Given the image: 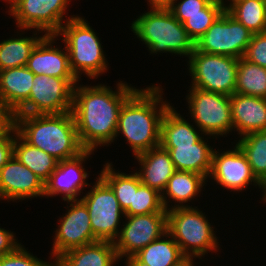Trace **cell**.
<instances>
[{
	"mask_svg": "<svg viewBox=\"0 0 266 266\" xmlns=\"http://www.w3.org/2000/svg\"><path fill=\"white\" fill-rule=\"evenodd\" d=\"M42 37H19L0 43V71L8 68L26 66L28 59Z\"/></svg>",
	"mask_w": 266,
	"mask_h": 266,
	"instance_id": "obj_32",
	"label": "cell"
},
{
	"mask_svg": "<svg viewBox=\"0 0 266 266\" xmlns=\"http://www.w3.org/2000/svg\"><path fill=\"white\" fill-rule=\"evenodd\" d=\"M56 35L46 34L33 49L26 67L35 75H47L63 79H77L70 67L67 49L53 47Z\"/></svg>",
	"mask_w": 266,
	"mask_h": 266,
	"instance_id": "obj_18",
	"label": "cell"
},
{
	"mask_svg": "<svg viewBox=\"0 0 266 266\" xmlns=\"http://www.w3.org/2000/svg\"><path fill=\"white\" fill-rule=\"evenodd\" d=\"M263 200L266 202V186L264 187V194H263Z\"/></svg>",
	"mask_w": 266,
	"mask_h": 266,
	"instance_id": "obj_43",
	"label": "cell"
},
{
	"mask_svg": "<svg viewBox=\"0 0 266 266\" xmlns=\"http://www.w3.org/2000/svg\"><path fill=\"white\" fill-rule=\"evenodd\" d=\"M0 266H54V263L36 258L20 244L12 253L0 257Z\"/></svg>",
	"mask_w": 266,
	"mask_h": 266,
	"instance_id": "obj_35",
	"label": "cell"
},
{
	"mask_svg": "<svg viewBox=\"0 0 266 266\" xmlns=\"http://www.w3.org/2000/svg\"><path fill=\"white\" fill-rule=\"evenodd\" d=\"M206 178L195 172L190 171H175L174 174L168 181L165 190L162 192L161 201L164 209L167 211L169 199L179 202L181 205H174L175 207H188V205H183L194 198L198 193L201 192V188L204 186ZM200 191V192H199ZM166 196H165V195Z\"/></svg>",
	"mask_w": 266,
	"mask_h": 266,
	"instance_id": "obj_25",
	"label": "cell"
},
{
	"mask_svg": "<svg viewBox=\"0 0 266 266\" xmlns=\"http://www.w3.org/2000/svg\"><path fill=\"white\" fill-rule=\"evenodd\" d=\"M17 133L30 145L58 161L74 158L85 149L81 146L71 111L63 114H15Z\"/></svg>",
	"mask_w": 266,
	"mask_h": 266,
	"instance_id": "obj_3",
	"label": "cell"
},
{
	"mask_svg": "<svg viewBox=\"0 0 266 266\" xmlns=\"http://www.w3.org/2000/svg\"><path fill=\"white\" fill-rule=\"evenodd\" d=\"M131 28L151 53L170 52L189 58L195 50L194 40L170 10H150L140 15Z\"/></svg>",
	"mask_w": 266,
	"mask_h": 266,
	"instance_id": "obj_4",
	"label": "cell"
},
{
	"mask_svg": "<svg viewBox=\"0 0 266 266\" xmlns=\"http://www.w3.org/2000/svg\"><path fill=\"white\" fill-rule=\"evenodd\" d=\"M204 138L193 145H160L170 154L177 171H190L208 178L212 168L213 148Z\"/></svg>",
	"mask_w": 266,
	"mask_h": 266,
	"instance_id": "obj_21",
	"label": "cell"
},
{
	"mask_svg": "<svg viewBox=\"0 0 266 266\" xmlns=\"http://www.w3.org/2000/svg\"><path fill=\"white\" fill-rule=\"evenodd\" d=\"M135 157L141 165L140 172H136L141 183L162 194L169 179L176 171L169 152L158 146L139 153Z\"/></svg>",
	"mask_w": 266,
	"mask_h": 266,
	"instance_id": "obj_20",
	"label": "cell"
},
{
	"mask_svg": "<svg viewBox=\"0 0 266 266\" xmlns=\"http://www.w3.org/2000/svg\"><path fill=\"white\" fill-rule=\"evenodd\" d=\"M15 128V113L0 101V138Z\"/></svg>",
	"mask_w": 266,
	"mask_h": 266,
	"instance_id": "obj_38",
	"label": "cell"
},
{
	"mask_svg": "<svg viewBox=\"0 0 266 266\" xmlns=\"http://www.w3.org/2000/svg\"><path fill=\"white\" fill-rule=\"evenodd\" d=\"M117 91L100 84L74 87L72 114L78 138L85 150L113 142L124 102L137 90L119 82Z\"/></svg>",
	"mask_w": 266,
	"mask_h": 266,
	"instance_id": "obj_1",
	"label": "cell"
},
{
	"mask_svg": "<svg viewBox=\"0 0 266 266\" xmlns=\"http://www.w3.org/2000/svg\"><path fill=\"white\" fill-rule=\"evenodd\" d=\"M71 202L68 212L60 218L52 254L57 259L64 252L99 241L92 232L88 208L81 199L68 200Z\"/></svg>",
	"mask_w": 266,
	"mask_h": 266,
	"instance_id": "obj_14",
	"label": "cell"
},
{
	"mask_svg": "<svg viewBox=\"0 0 266 266\" xmlns=\"http://www.w3.org/2000/svg\"><path fill=\"white\" fill-rule=\"evenodd\" d=\"M204 216L190 205L167 210V232L186 256L201 257L219 247L213 227Z\"/></svg>",
	"mask_w": 266,
	"mask_h": 266,
	"instance_id": "obj_6",
	"label": "cell"
},
{
	"mask_svg": "<svg viewBox=\"0 0 266 266\" xmlns=\"http://www.w3.org/2000/svg\"><path fill=\"white\" fill-rule=\"evenodd\" d=\"M161 90L157 85L137 89L121 107L116 137L122 133L135 156L160 146L161 121L170 107Z\"/></svg>",
	"mask_w": 266,
	"mask_h": 266,
	"instance_id": "obj_2",
	"label": "cell"
},
{
	"mask_svg": "<svg viewBox=\"0 0 266 266\" xmlns=\"http://www.w3.org/2000/svg\"><path fill=\"white\" fill-rule=\"evenodd\" d=\"M14 134V135H11ZM15 128L5 137L0 138V169L14 155Z\"/></svg>",
	"mask_w": 266,
	"mask_h": 266,
	"instance_id": "obj_39",
	"label": "cell"
},
{
	"mask_svg": "<svg viewBox=\"0 0 266 266\" xmlns=\"http://www.w3.org/2000/svg\"><path fill=\"white\" fill-rule=\"evenodd\" d=\"M230 101L233 130L241 137L266 130V98L234 93Z\"/></svg>",
	"mask_w": 266,
	"mask_h": 266,
	"instance_id": "obj_19",
	"label": "cell"
},
{
	"mask_svg": "<svg viewBox=\"0 0 266 266\" xmlns=\"http://www.w3.org/2000/svg\"><path fill=\"white\" fill-rule=\"evenodd\" d=\"M78 79L35 75L29 99L15 114H63L72 110L74 85Z\"/></svg>",
	"mask_w": 266,
	"mask_h": 266,
	"instance_id": "obj_8",
	"label": "cell"
},
{
	"mask_svg": "<svg viewBox=\"0 0 266 266\" xmlns=\"http://www.w3.org/2000/svg\"><path fill=\"white\" fill-rule=\"evenodd\" d=\"M224 7L253 34L266 32L265 0H238Z\"/></svg>",
	"mask_w": 266,
	"mask_h": 266,
	"instance_id": "obj_28",
	"label": "cell"
},
{
	"mask_svg": "<svg viewBox=\"0 0 266 266\" xmlns=\"http://www.w3.org/2000/svg\"><path fill=\"white\" fill-rule=\"evenodd\" d=\"M35 74L26 66L0 71V101L14 113L29 99Z\"/></svg>",
	"mask_w": 266,
	"mask_h": 266,
	"instance_id": "obj_23",
	"label": "cell"
},
{
	"mask_svg": "<svg viewBox=\"0 0 266 266\" xmlns=\"http://www.w3.org/2000/svg\"><path fill=\"white\" fill-rule=\"evenodd\" d=\"M208 177H212L217 184L231 191H242L247 185L254 182V185H258L264 192V186L252 173L246 156L237 144L234 150L221 154L214 150L212 168Z\"/></svg>",
	"mask_w": 266,
	"mask_h": 266,
	"instance_id": "obj_15",
	"label": "cell"
},
{
	"mask_svg": "<svg viewBox=\"0 0 266 266\" xmlns=\"http://www.w3.org/2000/svg\"><path fill=\"white\" fill-rule=\"evenodd\" d=\"M202 136L170 106L161 121L160 145H193Z\"/></svg>",
	"mask_w": 266,
	"mask_h": 266,
	"instance_id": "obj_27",
	"label": "cell"
},
{
	"mask_svg": "<svg viewBox=\"0 0 266 266\" xmlns=\"http://www.w3.org/2000/svg\"><path fill=\"white\" fill-rule=\"evenodd\" d=\"M253 33L226 10L195 42V49L208 54L242 58Z\"/></svg>",
	"mask_w": 266,
	"mask_h": 266,
	"instance_id": "obj_9",
	"label": "cell"
},
{
	"mask_svg": "<svg viewBox=\"0 0 266 266\" xmlns=\"http://www.w3.org/2000/svg\"><path fill=\"white\" fill-rule=\"evenodd\" d=\"M237 145L244 153L256 179L266 186V130L240 137Z\"/></svg>",
	"mask_w": 266,
	"mask_h": 266,
	"instance_id": "obj_29",
	"label": "cell"
},
{
	"mask_svg": "<svg viewBox=\"0 0 266 266\" xmlns=\"http://www.w3.org/2000/svg\"><path fill=\"white\" fill-rule=\"evenodd\" d=\"M97 180L81 200L88 208L93 235L99 241L114 242L120 232L118 225L124 211L111 187L100 176Z\"/></svg>",
	"mask_w": 266,
	"mask_h": 266,
	"instance_id": "obj_11",
	"label": "cell"
},
{
	"mask_svg": "<svg viewBox=\"0 0 266 266\" xmlns=\"http://www.w3.org/2000/svg\"><path fill=\"white\" fill-rule=\"evenodd\" d=\"M164 237H167L166 240H161L160 237L139 250L126 261V266H172L177 263L185 255L168 232L162 236Z\"/></svg>",
	"mask_w": 266,
	"mask_h": 266,
	"instance_id": "obj_24",
	"label": "cell"
},
{
	"mask_svg": "<svg viewBox=\"0 0 266 266\" xmlns=\"http://www.w3.org/2000/svg\"><path fill=\"white\" fill-rule=\"evenodd\" d=\"M220 1L224 4L223 0H220ZM230 1H231L230 4H232L233 2L238 1V0H230Z\"/></svg>",
	"mask_w": 266,
	"mask_h": 266,
	"instance_id": "obj_44",
	"label": "cell"
},
{
	"mask_svg": "<svg viewBox=\"0 0 266 266\" xmlns=\"http://www.w3.org/2000/svg\"><path fill=\"white\" fill-rule=\"evenodd\" d=\"M111 163H106L99 174L100 177L111 187L123 211L129 206H133L134 190L142 184L138 174L116 173L111 167Z\"/></svg>",
	"mask_w": 266,
	"mask_h": 266,
	"instance_id": "obj_31",
	"label": "cell"
},
{
	"mask_svg": "<svg viewBox=\"0 0 266 266\" xmlns=\"http://www.w3.org/2000/svg\"><path fill=\"white\" fill-rule=\"evenodd\" d=\"M14 137V156L45 183L57 168L59 161L45 151L27 143L17 133L16 128Z\"/></svg>",
	"mask_w": 266,
	"mask_h": 266,
	"instance_id": "obj_26",
	"label": "cell"
},
{
	"mask_svg": "<svg viewBox=\"0 0 266 266\" xmlns=\"http://www.w3.org/2000/svg\"><path fill=\"white\" fill-rule=\"evenodd\" d=\"M225 4L220 0H213L205 9L203 14L186 16L183 23L190 37L196 42L225 11Z\"/></svg>",
	"mask_w": 266,
	"mask_h": 266,
	"instance_id": "obj_33",
	"label": "cell"
},
{
	"mask_svg": "<svg viewBox=\"0 0 266 266\" xmlns=\"http://www.w3.org/2000/svg\"><path fill=\"white\" fill-rule=\"evenodd\" d=\"M125 217L128 221L113 242L119 259L126 256L128 261L139 250L167 232V212Z\"/></svg>",
	"mask_w": 266,
	"mask_h": 266,
	"instance_id": "obj_12",
	"label": "cell"
},
{
	"mask_svg": "<svg viewBox=\"0 0 266 266\" xmlns=\"http://www.w3.org/2000/svg\"><path fill=\"white\" fill-rule=\"evenodd\" d=\"M189 113L205 135L228 134L233 129L230 96L190 88Z\"/></svg>",
	"mask_w": 266,
	"mask_h": 266,
	"instance_id": "obj_10",
	"label": "cell"
},
{
	"mask_svg": "<svg viewBox=\"0 0 266 266\" xmlns=\"http://www.w3.org/2000/svg\"><path fill=\"white\" fill-rule=\"evenodd\" d=\"M70 0H12L10 15L15 17L17 27L35 29L55 35L64 25L63 14Z\"/></svg>",
	"mask_w": 266,
	"mask_h": 266,
	"instance_id": "obj_13",
	"label": "cell"
},
{
	"mask_svg": "<svg viewBox=\"0 0 266 266\" xmlns=\"http://www.w3.org/2000/svg\"><path fill=\"white\" fill-rule=\"evenodd\" d=\"M55 34L63 35L62 41L68 52L70 67L79 80L82 71L88 77L96 78L107 70V64L101 43L94 30L79 16L70 17Z\"/></svg>",
	"mask_w": 266,
	"mask_h": 266,
	"instance_id": "obj_5",
	"label": "cell"
},
{
	"mask_svg": "<svg viewBox=\"0 0 266 266\" xmlns=\"http://www.w3.org/2000/svg\"><path fill=\"white\" fill-rule=\"evenodd\" d=\"M239 59L208 54L196 49L189 56V72L194 88L232 96L235 93Z\"/></svg>",
	"mask_w": 266,
	"mask_h": 266,
	"instance_id": "obj_7",
	"label": "cell"
},
{
	"mask_svg": "<svg viewBox=\"0 0 266 266\" xmlns=\"http://www.w3.org/2000/svg\"><path fill=\"white\" fill-rule=\"evenodd\" d=\"M235 93L266 98V68L239 58Z\"/></svg>",
	"mask_w": 266,
	"mask_h": 266,
	"instance_id": "obj_30",
	"label": "cell"
},
{
	"mask_svg": "<svg viewBox=\"0 0 266 266\" xmlns=\"http://www.w3.org/2000/svg\"><path fill=\"white\" fill-rule=\"evenodd\" d=\"M119 261L113 242L96 241L64 252L54 266H113Z\"/></svg>",
	"mask_w": 266,
	"mask_h": 266,
	"instance_id": "obj_22",
	"label": "cell"
},
{
	"mask_svg": "<svg viewBox=\"0 0 266 266\" xmlns=\"http://www.w3.org/2000/svg\"><path fill=\"white\" fill-rule=\"evenodd\" d=\"M213 0H183L178 4H173L170 11L173 16L182 24L186 21V16L203 14L205 9Z\"/></svg>",
	"mask_w": 266,
	"mask_h": 266,
	"instance_id": "obj_37",
	"label": "cell"
},
{
	"mask_svg": "<svg viewBox=\"0 0 266 266\" xmlns=\"http://www.w3.org/2000/svg\"><path fill=\"white\" fill-rule=\"evenodd\" d=\"M243 57L252 63L266 68V32L252 35Z\"/></svg>",
	"mask_w": 266,
	"mask_h": 266,
	"instance_id": "obj_36",
	"label": "cell"
},
{
	"mask_svg": "<svg viewBox=\"0 0 266 266\" xmlns=\"http://www.w3.org/2000/svg\"><path fill=\"white\" fill-rule=\"evenodd\" d=\"M177 0H148L151 10H170Z\"/></svg>",
	"mask_w": 266,
	"mask_h": 266,
	"instance_id": "obj_41",
	"label": "cell"
},
{
	"mask_svg": "<svg viewBox=\"0 0 266 266\" xmlns=\"http://www.w3.org/2000/svg\"><path fill=\"white\" fill-rule=\"evenodd\" d=\"M161 195L156 189L141 184L134 190L133 206L124 211V216L167 212L163 207Z\"/></svg>",
	"mask_w": 266,
	"mask_h": 266,
	"instance_id": "obj_34",
	"label": "cell"
},
{
	"mask_svg": "<svg viewBox=\"0 0 266 266\" xmlns=\"http://www.w3.org/2000/svg\"><path fill=\"white\" fill-rule=\"evenodd\" d=\"M44 196V182L14 155L0 169V199Z\"/></svg>",
	"mask_w": 266,
	"mask_h": 266,
	"instance_id": "obj_17",
	"label": "cell"
},
{
	"mask_svg": "<svg viewBox=\"0 0 266 266\" xmlns=\"http://www.w3.org/2000/svg\"><path fill=\"white\" fill-rule=\"evenodd\" d=\"M11 231L0 228V257L12 253L20 244Z\"/></svg>",
	"mask_w": 266,
	"mask_h": 266,
	"instance_id": "obj_40",
	"label": "cell"
},
{
	"mask_svg": "<svg viewBox=\"0 0 266 266\" xmlns=\"http://www.w3.org/2000/svg\"><path fill=\"white\" fill-rule=\"evenodd\" d=\"M193 258H196V256H184L182 259H180L177 263H174L172 266H194L193 264Z\"/></svg>",
	"mask_w": 266,
	"mask_h": 266,
	"instance_id": "obj_42",
	"label": "cell"
},
{
	"mask_svg": "<svg viewBox=\"0 0 266 266\" xmlns=\"http://www.w3.org/2000/svg\"><path fill=\"white\" fill-rule=\"evenodd\" d=\"M91 153L92 150H84L74 158L59 161L57 168L44 183V196L63 194L64 201L77 200L84 185H89L85 182L88 173L82 163Z\"/></svg>",
	"mask_w": 266,
	"mask_h": 266,
	"instance_id": "obj_16",
	"label": "cell"
}]
</instances>
